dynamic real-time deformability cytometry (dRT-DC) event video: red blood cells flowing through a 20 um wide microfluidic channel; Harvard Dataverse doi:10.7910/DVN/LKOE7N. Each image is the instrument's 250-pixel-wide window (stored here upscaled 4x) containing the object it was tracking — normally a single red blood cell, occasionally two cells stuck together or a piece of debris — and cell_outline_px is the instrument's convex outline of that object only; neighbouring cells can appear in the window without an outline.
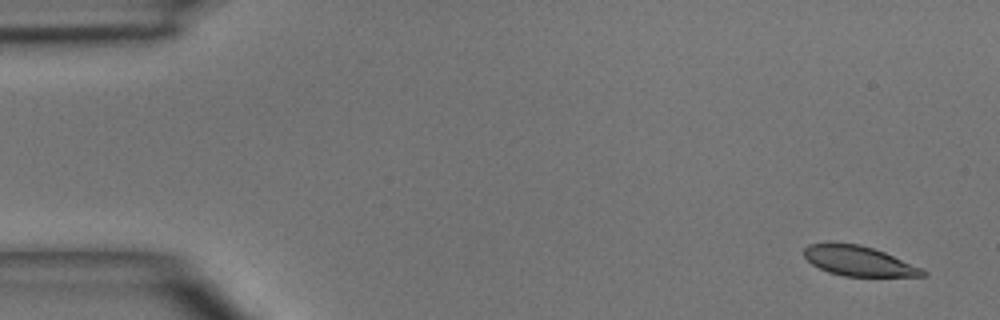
{"species": "common noctule bat (a hibernating species)", "species_latin": "Nyctalus noctula", "temperature_condition": "room temperature", "stored_images_in_passage": 5, "camera_frame_rate_fps": 3000, "um_per_image_px": 0.085, "animal": {"sex": "male", "body_mass_g": 15.6}, "frame": {"image": 1, "passage_image": 1, "time_ms": 0.0, "image_size_px": [1000, 320], "cell_outline_px": [[928, 276], [844, 276], [828, 272], [812, 264], [804, 256], [804, 248], [808, 244], [828, 240], [832, 240], [860, 244], [884, 252], [924, 268], [928, 272]], "centroid_in_image_um": [72.96, 22.14], "position_along_channel_um": 12.0, "area_um2": 21.27}}
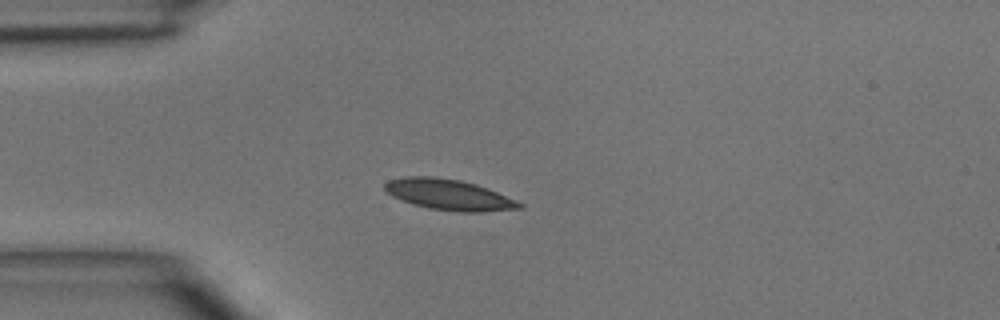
{"frame": {"image": 2, "passage_image": 4, "time_ms": 3.333, "image_size_px": [1000, 320], "cell_outline_px": [[524, 208], [484, 212], [460, 212], [428, 208], [412, 204], [392, 196], [384, 188], [384, 184], [388, 180], [404, 176], [432, 176], [460, 180], [476, 184], [516, 200], [524, 204]], "centroid_in_image_um": [38.15, 16.55], "position_along_channel_um": 46.8, "area_um2": 24.16}}